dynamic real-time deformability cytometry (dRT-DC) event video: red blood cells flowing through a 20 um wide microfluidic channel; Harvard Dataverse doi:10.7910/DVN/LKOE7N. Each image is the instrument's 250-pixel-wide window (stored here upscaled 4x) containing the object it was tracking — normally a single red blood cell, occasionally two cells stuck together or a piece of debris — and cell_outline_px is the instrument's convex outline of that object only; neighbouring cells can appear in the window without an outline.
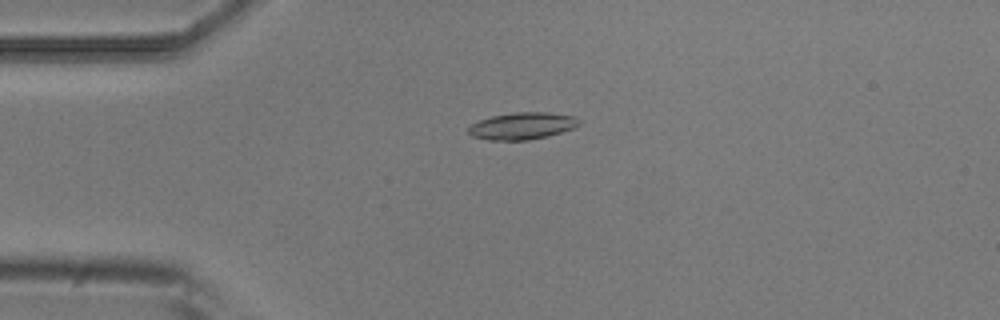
{"species": "common noctule bat (a hibernating species)", "species_latin": "Nyctalus noctula", "temperature_condition": "room temperature", "stored_images_in_passage": 5, "camera_frame_rate_fps": 3000, "um_per_image_px": 0.085, "animal": {"sex": "male", "body_mass_g": 20.5, "forearm_length_mm": 52.5}, "frame": {"image": 1, "passage_image": 4, "time_ms": 1.0, "image_size_px": [1000, 320], "cell_outline_px": [[580, 124], [572, 128], [548, 136], [528, 140], [488, 140], [472, 136], [468, 132], [468, 128], [472, 124], [480, 120], [492, 116], [516, 112], [548, 112], [576, 116], [580, 120]], "centroid_in_image_um": [44.4, 10.7], "position_along_channel_um": 40.6, "area_um2": 17.34}}